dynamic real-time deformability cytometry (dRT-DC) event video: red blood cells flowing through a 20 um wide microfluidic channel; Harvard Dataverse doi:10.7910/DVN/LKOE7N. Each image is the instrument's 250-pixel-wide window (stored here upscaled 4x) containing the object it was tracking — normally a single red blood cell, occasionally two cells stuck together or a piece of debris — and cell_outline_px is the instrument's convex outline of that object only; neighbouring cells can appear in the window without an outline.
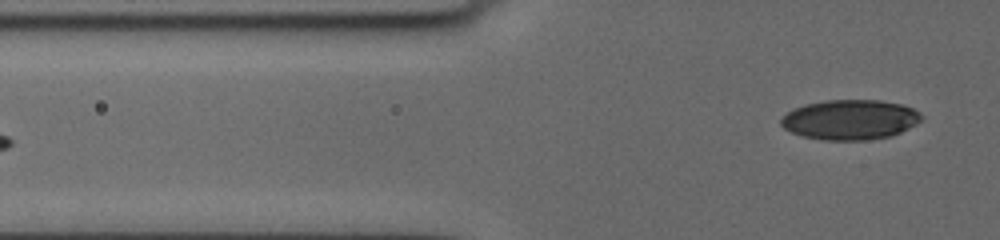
{"species": "human", "species_latin": "Homo sapiens", "temperature_condition": "cold", "stored_images_in_passage": 7, "segment_of_instrument_passage": [2, 2], "camera_frame_rate_fps": 3000, "um_per_image_px": 0.085, "donor": {"sex": "female"}, "frame": {"image": 1, "passage_image": 7, "time_ms": 6.667, "image_size_px": [1000, 240], "cell_outline_px": [[924, 116], [920, 120], [908, 128], [900, 132], [888, 136], [864, 140], [820, 140], [804, 136], [792, 132], [784, 128], [780, 124], [780, 120], [792, 108], [804, 104], [824, 100], [880, 100], [900, 104], [912, 108], [920, 112]], "centroid_in_image_um": [72.23, 10.16], "position_along_channel_um": 53.6, "area_um2": 32.6}}